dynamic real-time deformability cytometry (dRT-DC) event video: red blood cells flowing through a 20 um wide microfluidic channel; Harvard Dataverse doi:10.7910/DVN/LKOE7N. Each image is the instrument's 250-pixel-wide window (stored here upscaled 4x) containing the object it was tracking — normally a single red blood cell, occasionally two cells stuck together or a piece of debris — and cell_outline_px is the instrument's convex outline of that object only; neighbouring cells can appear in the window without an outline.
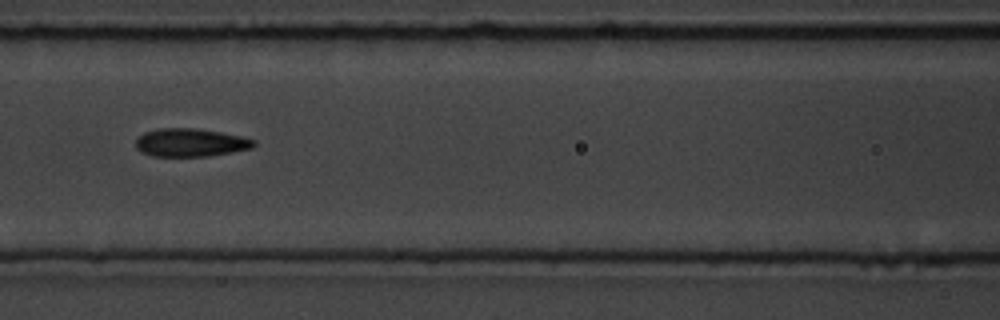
{"species": "common noctule bat (a hibernating species)", "species_latin": "Nyctalus noctula", "temperature_condition": "room temperature", "stored_images_in_passage": 12, "camera_frame_rate_fps": 3000, "um_per_image_px": 0.085, "animal": {"sex": "male", "body_mass_g": 19.5, "forearm_length_mm": 54.6}, "frame": {"image": 1, "passage_image": 6, "time_ms": 6.667, "image_size_px": [1000, 320], "cell_outline_px": [[256, 144], [252, 148], [232, 152], [208, 156], [152, 156], [140, 152], [136, 148], [136, 140], [144, 132], [156, 128], [200, 128], [240, 136], [256, 140]], "centroid_in_image_um": [16.18, 12.11], "position_along_channel_um": 150.4, "area_um2": 19.48}}
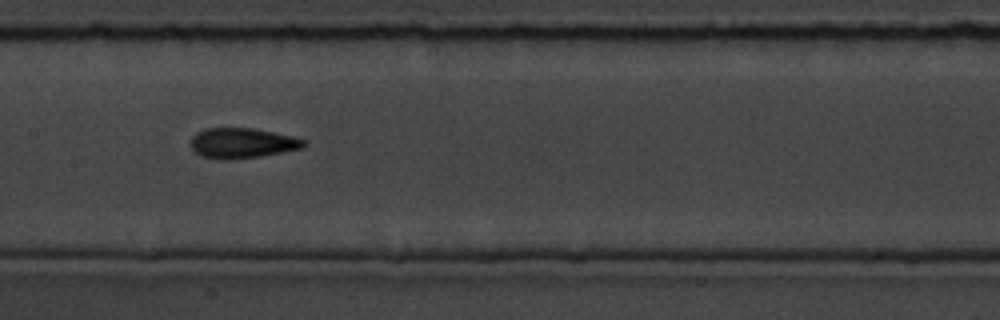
{"frame": {"image": 2, "passage_image": 7, "time_ms": 7.667, "image_size_px": [1000, 320], "cell_outline_px": [[308, 144], [300, 148], [260, 156], [228, 160], [224, 160], [200, 156], [188, 144], [192, 136], [196, 132], [204, 128], [252, 128], [292, 136], [308, 140]], "centroid_in_image_um": [20.54, 12.16], "position_along_channel_um": 186.9, "area_um2": 20.0}}
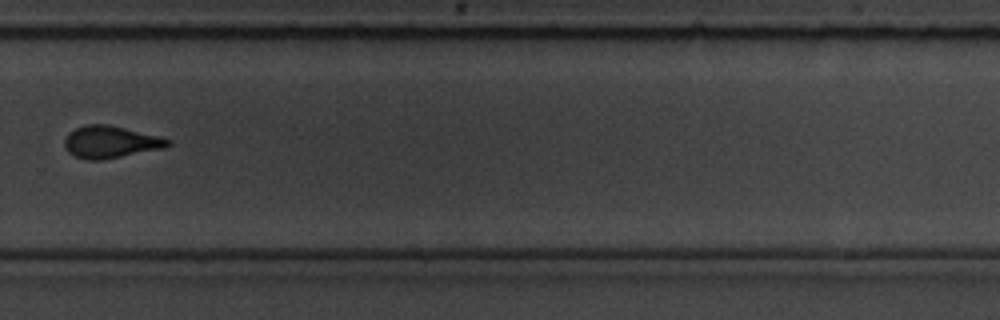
{"frame": {"image": 3, "passage_image": 10, "time_ms": 11.333, "image_size_px": [1000, 320], "cell_outline_px": [[172, 144], [164, 148], [104, 160], [84, 160], [68, 152], [64, 148], [64, 140], [68, 132], [84, 124], [108, 124], [172, 140]], "centroid_in_image_um": [9.35, 12.08], "position_along_channel_um": 320.4, "area_um2": 19.42}}